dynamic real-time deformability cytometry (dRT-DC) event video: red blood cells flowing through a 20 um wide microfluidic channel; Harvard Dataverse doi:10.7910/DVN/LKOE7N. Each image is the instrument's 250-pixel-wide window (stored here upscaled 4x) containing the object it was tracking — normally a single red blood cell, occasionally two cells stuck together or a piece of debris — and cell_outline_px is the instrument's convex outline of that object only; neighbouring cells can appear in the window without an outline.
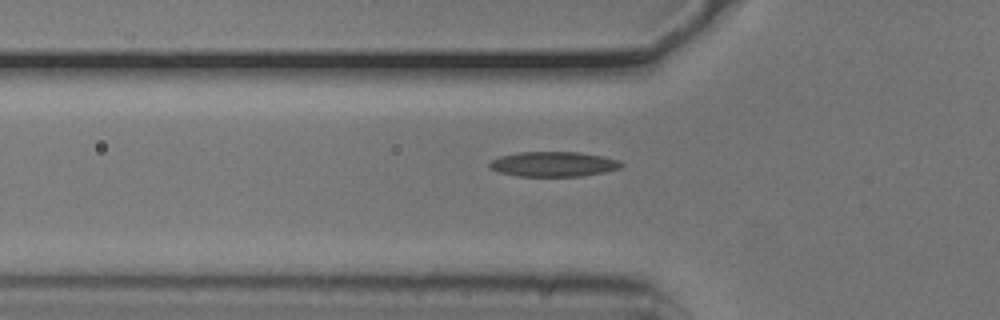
{"species": "common noctule bat (a hibernating species)", "species_latin": "Nyctalus noctula", "temperature_condition": "cold", "stored_images_in_passage": 38, "camera_frame_rate_fps": 3000, "um_per_image_px": 0.085, "animal": {"sex": "male", "body_mass_g": 20.5, "forearm_length_mm": 52.5}, "frame": {"image": 1, "passage_image": 5, "time_ms": 1.333, "image_size_px": [1000, 320], "cell_outline_px": [[624, 164], [620, 168], [604, 172], [584, 176], [516, 176], [500, 172], [492, 168], [488, 164], [492, 160], [500, 156], [520, 152], [580, 152], [604, 156], [620, 160]], "centroid_in_image_um": [47.1, 13.95], "position_along_channel_um": 78.7, "area_um2": 19.19}}
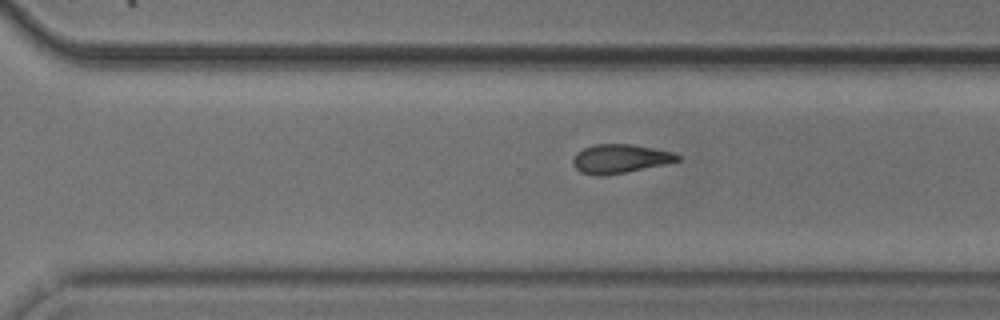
{"frame": {"image": 2, "passage_image": 24, "time_ms": 7.667, "image_size_px": [1000, 320], "cell_outline_px": [[680, 160], [664, 164], [624, 172], [596, 176], [580, 172], [572, 164], [572, 160], [576, 152], [584, 148], [596, 144], [632, 144], [676, 152], [680, 156]], "centroid_in_image_um": [52.69, 13.48], "position_along_channel_um": 317.9, "area_um2": 17.51}}
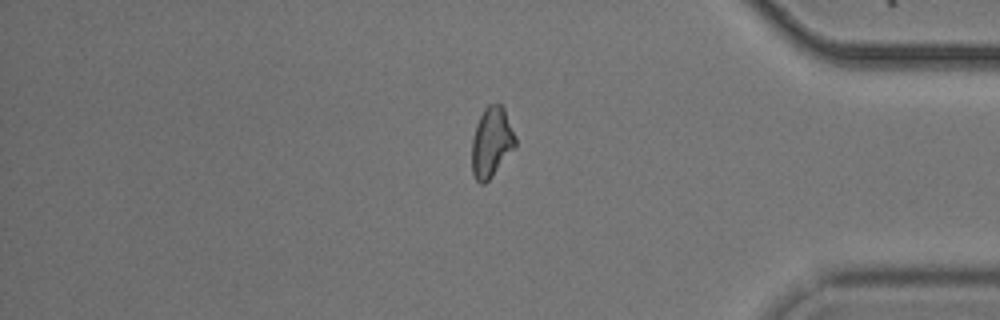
{"frame": {"image": 3, "passage_image": 32, "time_ms": 10.333, "image_size_px": [1000, 320], "cell_outline_px": [[516, 144], [492, 176], [484, 184], [480, 184], [476, 180], [472, 172], [472, 136], [476, 124], [484, 108], [488, 104], [500, 104], [504, 108], [516, 136]], "centroid_in_image_um": [41.76, 12.07], "position_along_channel_um": 393.4, "area_um2": 17.63}, "authors_computed_cell_mechanics": {"area_um2": 18.1203, "velocity_mm_per_s": 3.7658, "shape_relaxation_time_tau1_ms": 4.9052, "shape_relaxation_time_tau2_ms": 4.0245, "deformation_change_tau1": 0.1375, "deformation_change_tau2": 0.1212}}